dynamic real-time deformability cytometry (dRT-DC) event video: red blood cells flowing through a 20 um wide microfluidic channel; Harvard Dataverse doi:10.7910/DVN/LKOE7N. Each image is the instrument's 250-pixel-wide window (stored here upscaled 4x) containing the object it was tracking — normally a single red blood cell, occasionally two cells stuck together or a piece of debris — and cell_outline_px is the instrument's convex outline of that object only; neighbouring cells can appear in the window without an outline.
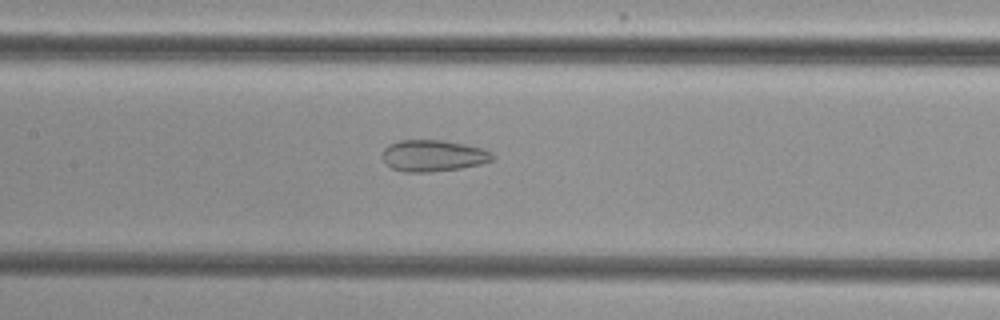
{"species": "common noctule bat (a hibernating species)", "species_latin": "Nyctalus noctula", "temperature_condition": "cold", "stored_images_in_passage": 44, "camera_frame_rate_fps": 3000, "um_per_image_px": 0.085, "animal": {"sex": "female", "body_mass_g": 29.2, "forearm_length_mm": 56.3}, "frame": {"image": 1, "passage_image": 16, "time_ms": 5.0, "image_size_px": [1000, 320], "cell_outline_px": [[496, 156], [492, 160], [480, 164], [460, 168], [428, 172], [404, 172], [392, 168], [384, 160], [384, 148], [388, 144], [400, 140], [444, 140], [464, 144], [480, 148], [492, 152]], "centroid_in_image_um": [36.83, 13.23], "position_along_channel_um": 170.6, "area_um2": 20.06}}
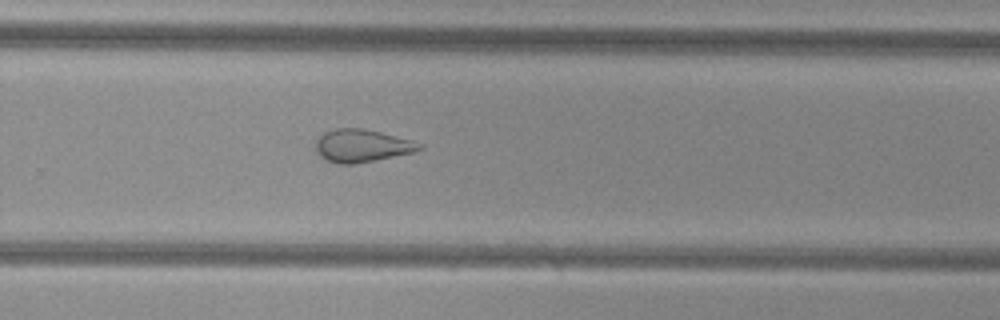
{"frame": {"image": 2, "passage_image": 26, "time_ms": 8.333, "image_size_px": [1000, 320], "cell_outline_px": [[424, 148], [416, 152], [376, 160], [352, 164], [336, 164], [320, 156], [316, 152], [316, 140], [324, 132], [336, 128], [364, 128], [412, 140], [424, 144]], "centroid_in_image_um": [30.79, 12.39], "position_along_channel_um": 299.0, "area_um2": 19.94}}
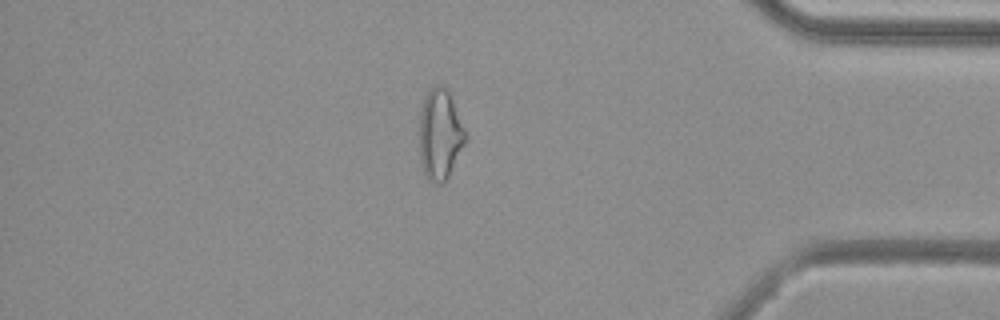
{"frame": {"image": 3, "passage_image": 36, "time_ms": 11.667, "image_size_px": [1000, 320], "cell_outline_px": [[464, 144], [444, 184], [436, 184], [428, 180], [424, 176], [420, 160], [420, 112], [424, 96], [436, 84], [440, 84], [448, 92], [452, 100], [464, 132]], "centroid_in_image_um": [37.35, 11.48], "position_along_channel_um": 397.9, "area_um2": 23.7}, "authors_computed_cell_mechanics": {"area_um2": 23.12, "velocity_mm_per_s": 3.8633, "shape_relaxation_time_tau1_ms": null, "shape_relaxation_time_tau2_ms": 2.4551, "deformation_change_tau1": null, "deformation_change_tau2": 0.1138}}